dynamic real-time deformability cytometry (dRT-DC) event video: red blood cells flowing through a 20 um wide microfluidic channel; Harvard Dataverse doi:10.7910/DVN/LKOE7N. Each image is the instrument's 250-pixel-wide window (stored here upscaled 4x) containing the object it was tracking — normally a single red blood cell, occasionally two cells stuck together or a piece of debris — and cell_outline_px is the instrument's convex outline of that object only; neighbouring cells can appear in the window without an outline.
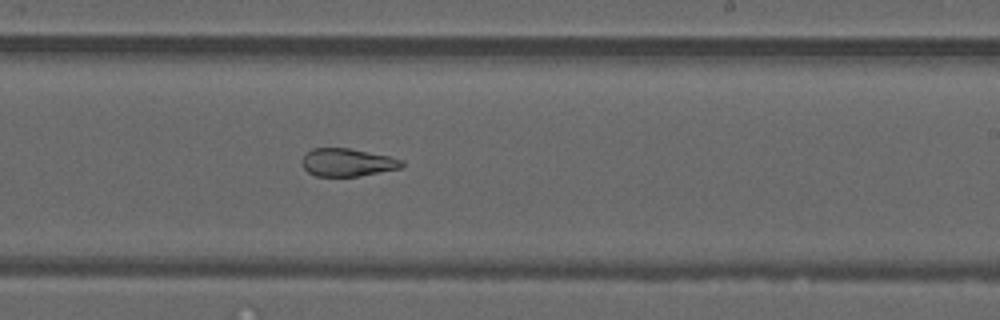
{"species": "common noctule bat (a hibernating species)", "species_latin": "Nyctalus noctula", "temperature_condition": "warm", "stored_images_in_passage": 41, "camera_frame_rate_fps": 3000, "um_per_image_px": 0.085, "animal": {"sex": "male", "forearm_length_mm": 52.5}, "frame": {"image": 1, "passage_image": 30, "time_ms": 9.667, "image_size_px": [1000, 320], "cell_outline_px": [[404, 164], [400, 168], [360, 176], [316, 176], [308, 172], [304, 168], [304, 152], [312, 148], [348, 148], [388, 156], [404, 160]], "centroid_in_image_um": [29.53, 13.8], "position_along_channel_um": 259.5, "area_um2": 16.07}}
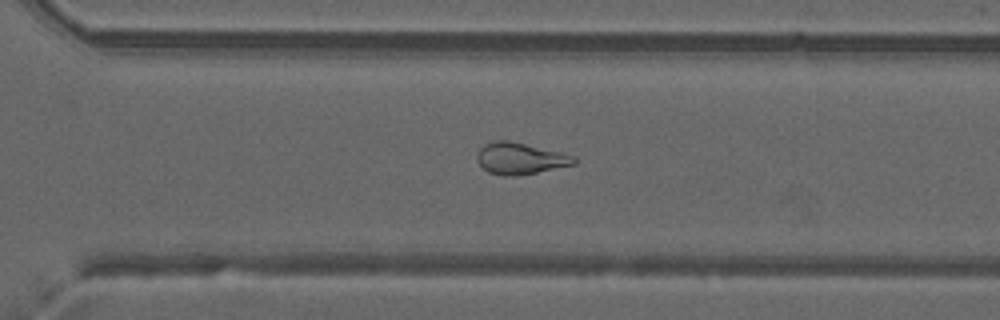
{"frame": {"image": 2, "passage_image": 35, "time_ms": 11.333, "image_size_px": [1000, 320], "cell_outline_px": [[576, 164], [536, 172], [512, 176], [504, 176], [488, 172], [476, 160], [476, 156], [480, 148], [484, 144], [496, 140], [508, 140], [560, 152], [576, 156]], "centroid_in_image_um": [44.2, 13.46], "position_along_channel_um": 326.4, "area_um2": 17.69}}